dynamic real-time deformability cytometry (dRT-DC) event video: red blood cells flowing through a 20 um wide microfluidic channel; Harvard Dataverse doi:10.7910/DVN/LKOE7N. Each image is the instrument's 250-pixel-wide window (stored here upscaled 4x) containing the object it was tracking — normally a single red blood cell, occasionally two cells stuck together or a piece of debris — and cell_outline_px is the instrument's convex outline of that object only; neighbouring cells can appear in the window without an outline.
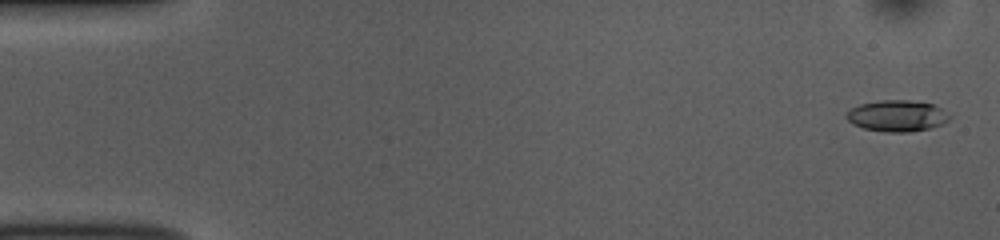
{"species": "common noctule bat (a hibernating species)", "species_latin": "Nyctalus noctula", "temperature_condition": "room temperature", "stored_images_in_passage": 53, "camera_frame_rate_fps": 3000, "um_per_image_px": 0.085, "animal": {"sex": "female", "body_mass_g": 10.0, "forearm_length_mm": 53.1}, "frame": {"image": 1, "passage_image": 2, "time_ms": 0.333, "image_size_px": [1000, 240], "cell_outline_px": [[948, 120], [932, 128], [908, 132], [888, 132], [864, 128], [852, 124], [844, 116], [852, 108], [860, 104], [880, 100], [908, 100], [936, 104], [948, 116]], "centroid_in_image_um": [76.22, 9.84], "position_along_channel_um": 8.8, "area_um2": 18.61}}
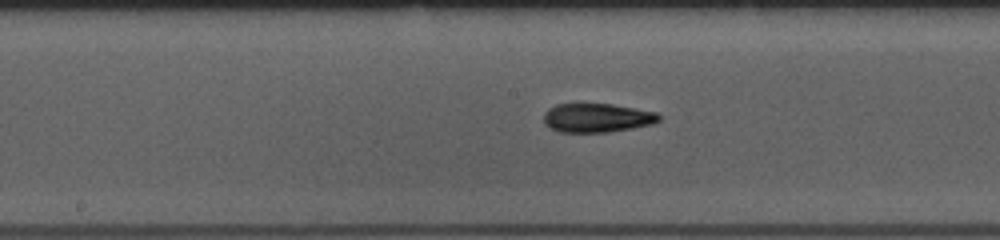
{"frame": {"image": 2, "passage_image": 27, "time_ms": 8.667, "image_size_px": [1000, 240], "cell_outline_px": [[660, 120], [652, 124], [632, 128], [608, 132], [560, 132], [548, 128], [544, 124], [544, 112], [548, 108], [556, 104], [612, 104], [636, 108], [656, 112], [660, 116]], "centroid_in_image_um": [50.71, 10.02], "position_along_channel_um": 197.5, "area_um2": 19.54}}
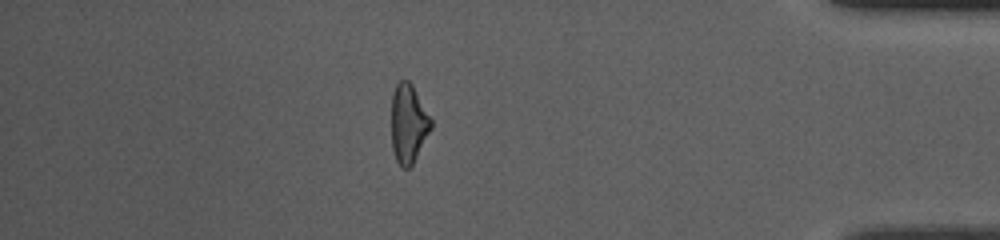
{"frame": {"image": 3, "passage_image": 46, "time_ms": 15.0, "image_size_px": [1000, 240], "cell_outline_px": [[432, 128], [412, 164], [408, 168], [404, 168], [396, 160], [392, 148], [392, 92], [396, 84], [400, 80], [408, 80], [412, 84], [432, 120]], "centroid_in_image_um": [34.71, 10.48], "position_along_channel_um": 400.5, "area_um2": 18.03}, "authors_computed_cell_mechanics": {"area_um2": 18.9584, "velocity_mm_per_s": 3.8106, "shape_relaxation_time_tau1_ms": 5.8785, "shape_relaxation_time_tau2_ms": 3.4307, "deformation_change_tau1": 0.1878, "deformation_change_tau2": 0.1251}}